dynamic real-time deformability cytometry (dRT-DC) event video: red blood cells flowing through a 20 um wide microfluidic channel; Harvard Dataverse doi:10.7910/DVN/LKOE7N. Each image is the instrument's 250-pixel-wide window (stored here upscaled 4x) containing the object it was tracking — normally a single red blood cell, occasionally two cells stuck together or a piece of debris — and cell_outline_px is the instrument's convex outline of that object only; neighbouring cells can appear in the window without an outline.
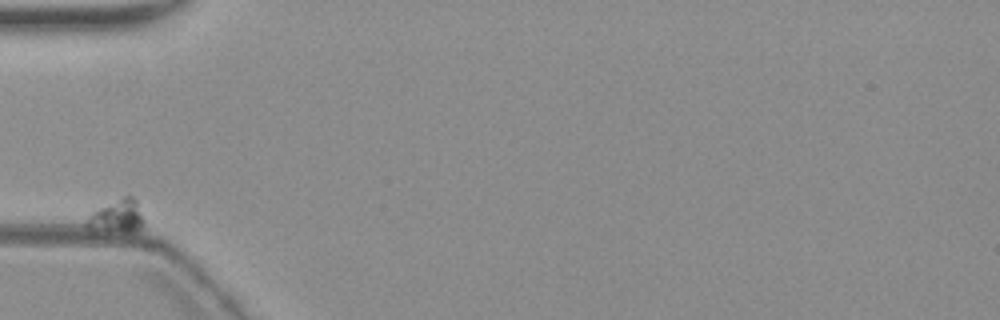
{"species": "common noctule bat (a hibernating species)", "species_latin": "Nyctalus noctula", "temperature_condition": "warm", "stored_images_in_passage": 4, "camera_frame_rate_fps": 3000, "um_per_image_px": 0.085, "animal": {"sex": "female", "body_mass_g": 19.3, "forearm_length_mm": 54.1}, "frame": {"image": 1, "passage_image": 1, "time_ms": 0.0, "image_size_px": [1000, 320], "cell_outline_px": [[140, 228], [108, 244], [60, 244], [96, 208], [124, 196], [132, 196], [136, 200], [140, 216]], "centroid_in_image_um": [9.14, 18.97], "position_along_channel_um": 75.9, "area_um2": 16.47}}